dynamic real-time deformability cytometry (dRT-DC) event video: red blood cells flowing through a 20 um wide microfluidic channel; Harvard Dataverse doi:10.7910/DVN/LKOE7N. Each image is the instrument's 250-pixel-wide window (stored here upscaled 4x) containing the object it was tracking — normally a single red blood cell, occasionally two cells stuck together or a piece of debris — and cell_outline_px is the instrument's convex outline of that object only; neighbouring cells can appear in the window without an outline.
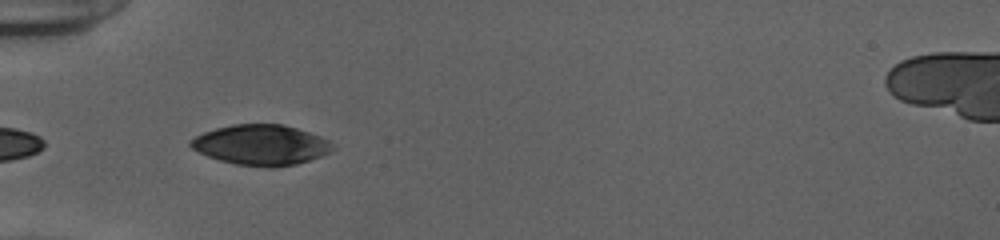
{"species": "human", "species_latin": "Homo sapiens", "temperature_condition": "cold", "stored_images_in_passage": 37, "camera_frame_rate_fps": 3000, "um_per_image_px": 0.085, "donor": {"sex": "female"}, "frame": {"image": 1, "passage_image": 2, "time_ms": 0.333, "image_size_px": [1000, 240], "cell_outline_px": [[336, 148], [320, 156], [296, 164], [272, 168], [268, 168], [236, 164], [220, 160], [208, 156], [192, 148], [188, 144], [188, 140], [204, 132], [216, 128], [232, 124], [284, 124], [320, 136], [328, 140]], "centroid_in_image_um": [22.17, 12.32], "position_along_channel_um": 62.8, "area_um2": 33.29}}
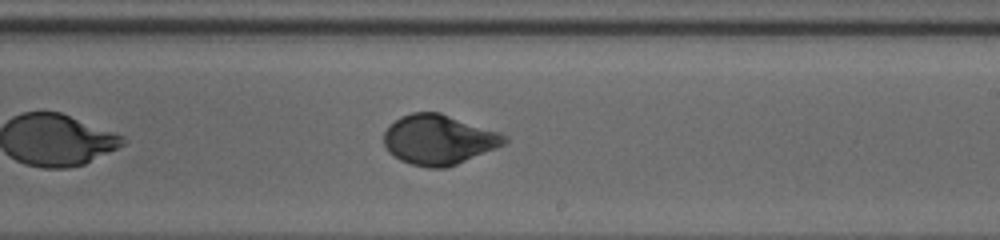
{"frame": {"image": 2, "passage_image": 17, "time_ms": 5.333, "image_size_px": [1000, 240], "cell_outline_px": [[508, 140], [504, 144], [496, 148], [456, 164], [444, 168], [428, 168], [412, 164], [400, 160], [388, 152], [384, 144], [384, 132], [388, 124], [400, 116], [412, 112], [440, 112], [500, 132], [508, 136]], "centroid_in_image_um": [37.27, 11.86], "position_along_channel_um": 251.7, "area_um2": 35.2}}
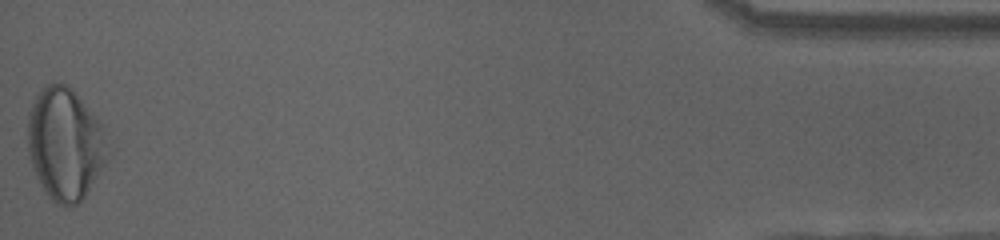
{"frame": {"image": 3, "passage_image": 37, "time_ms": 12.0, "image_size_px": [1000, 240], "cell_outline_px": [[108, 156], [104, 164], [84, 196], [76, 204], [56, 204], [52, 200], [40, 184], [32, 168], [28, 152], [28, 112], [36, 96], [44, 84], [68, 84], [72, 88], [100, 124], [108, 152]], "centroid_in_image_um": [5.48, 12.22], "position_along_channel_um": 429.7, "area_um2": 51.27}, "authors_computed_cell_mechanics": {"area_um2": 35.2002, "velocity_mm_per_s": 3.8957, "shape_relaxation_time_tau1_ms": 5.6872, "shape_relaxation_time_tau2_ms": null, "deformation_change_tau1": 0.1965, "deformation_change_tau2": null}}